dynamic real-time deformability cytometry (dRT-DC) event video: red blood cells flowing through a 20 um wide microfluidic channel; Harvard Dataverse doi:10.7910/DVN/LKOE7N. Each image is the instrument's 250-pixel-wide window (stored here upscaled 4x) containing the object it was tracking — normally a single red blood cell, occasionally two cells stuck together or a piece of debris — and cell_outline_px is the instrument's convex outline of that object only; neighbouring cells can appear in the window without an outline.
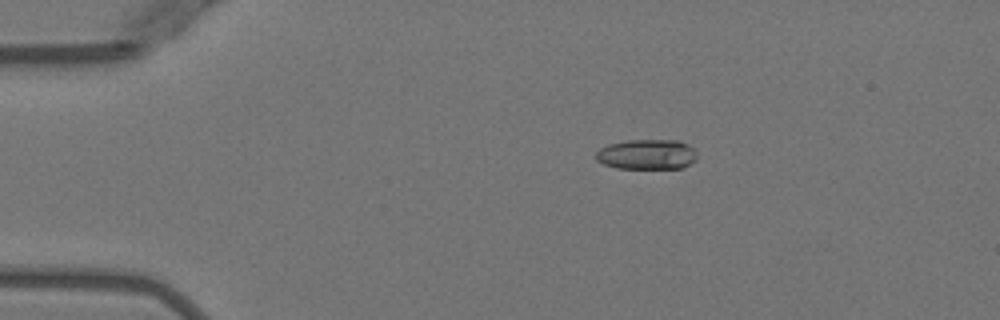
{"species": "Egyptian fruit bat (a non-hibernating species)", "species_latin": "Rousettus aegyptiacus", "temperature_condition": "warm", "stored_images_in_passage": 4, "camera_frame_rate_fps": 3000, "um_per_image_px": 0.085, "animal": {"sex": "female"}, "frame": {"image": 1, "passage_image": 2, "time_ms": 1.0, "image_size_px": [1000, 320], "cell_outline_px": [[696, 160], [684, 168], [616, 168], [604, 164], [596, 160], [596, 152], [600, 148], [608, 144], [628, 140], [680, 140], [688, 144], [696, 152]], "centroid_in_image_um": [55.0, 13.12], "position_along_channel_um": 30.0, "area_um2": 17.86}}
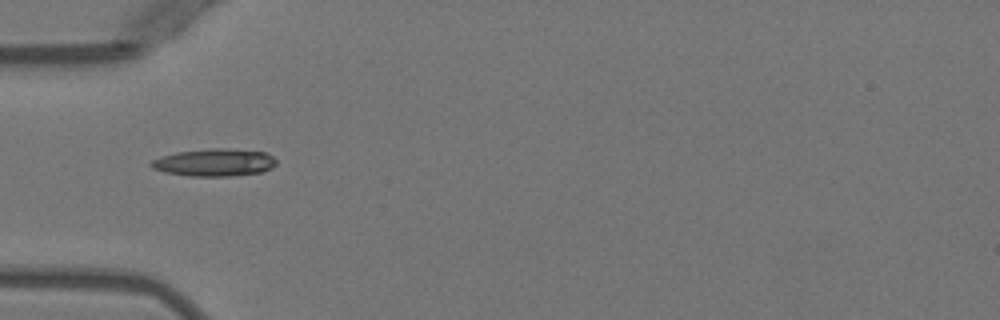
{"frame": {"image": 2, "passage_image": 4, "time_ms": 3.333, "image_size_px": [1000, 320], "cell_outline_px": [[276, 164], [272, 168], [264, 172], [228, 176], [188, 176], [164, 172], [152, 168], [148, 164], [152, 160], [160, 156], [176, 152], [212, 148], [224, 148], [264, 152], [272, 156], [276, 160]], "centroid_in_image_um": [18.2, 13.81], "position_along_channel_um": 66.8, "area_um2": 20.17}}